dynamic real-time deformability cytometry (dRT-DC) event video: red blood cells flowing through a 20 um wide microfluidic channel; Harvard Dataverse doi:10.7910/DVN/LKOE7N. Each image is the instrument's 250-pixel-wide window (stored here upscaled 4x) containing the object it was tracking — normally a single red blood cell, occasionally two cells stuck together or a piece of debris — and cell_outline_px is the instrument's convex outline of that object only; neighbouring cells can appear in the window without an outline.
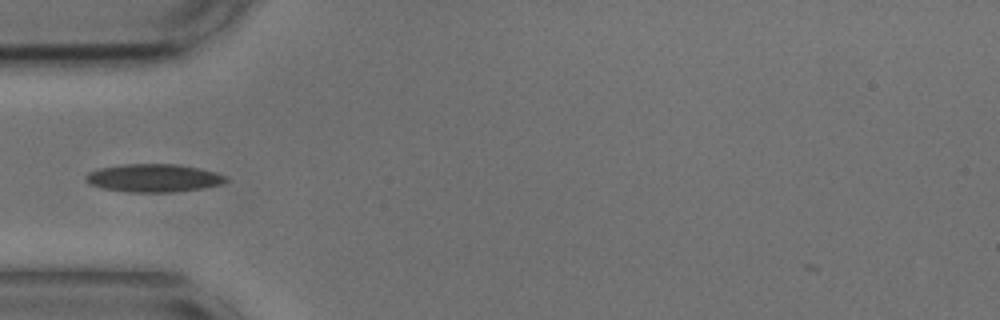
{"species": "common noctule bat (a hibernating species)", "species_latin": "Nyctalus noctula", "temperature_condition": "cold", "stored_images_in_passage": 41, "camera_frame_rate_fps": 3000, "um_per_image_px": 0.085, "animal": {"sex": "male", "body_mass_g": 17.9, "forearm_length_mm": 54.2}, "frame": {"image": 1, "passage_image": 3, "time_ms": 0.667, "image_size_px": [1000, 320], "cell_outline_px": [[228, 180], [220, 184], [204, 188], [172, 192], [132, 192], [104, 188], [88, 184], [84, 180], [84, 176], [88, 172], [96, 168], [124, 164], [176, 164], [200, 168], [216, 172], [224, 176]], "centroid_in_image_um": [13.01, 15.12], "position_along_channel_um": 72.0, "area_um2": 22.95}}
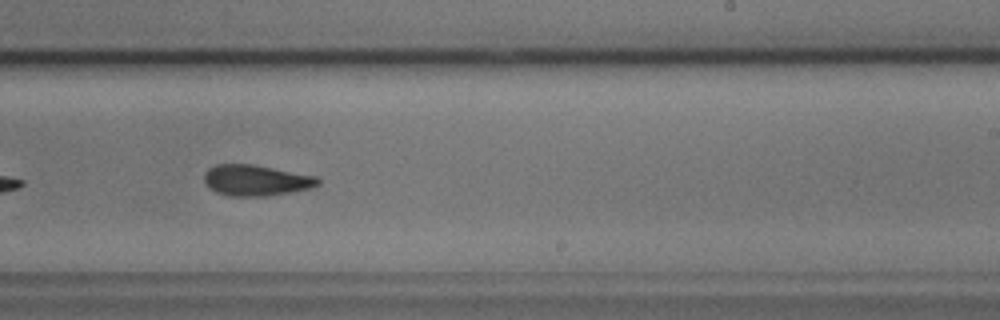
{"frame": {"image": 2, "passage_image": 19, "time_ms": 6.0, "image_size_px": [1000, 320], "cell_outline_px": [[320, 184], [312, 188], [268, 196], [228, 196], [216, 192], [208, 188], [204, 180], [204, 176], [208, 168], [216, 164], [252, 164], [316, 176], [320, 180]], "centroid_in_image_um": [21.75, 15.33], "position_along_channel_um": 267.3, "area_um2": 20.58}, "authors_computed_cell_mechanics": {"area_um2": 20.3456, "velocity_mm_per_s": 3.6504, "shape_relaxation_time_tau1_ms": 5.8324, "shape_relaxation_time_tau2_ms": 3.5191, "deformation_change_tau1": 0.1372, "deformation_change_tau2": 0.1129}}